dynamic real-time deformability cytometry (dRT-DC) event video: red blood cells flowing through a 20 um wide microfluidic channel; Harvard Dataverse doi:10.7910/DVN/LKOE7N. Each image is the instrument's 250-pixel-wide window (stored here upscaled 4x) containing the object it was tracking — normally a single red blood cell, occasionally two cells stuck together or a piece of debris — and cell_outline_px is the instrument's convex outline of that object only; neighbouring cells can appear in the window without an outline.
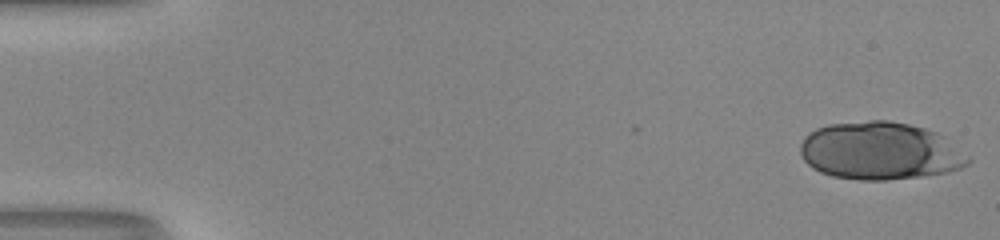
{"species": "human", "species_latin": "Homo sapiens", "temperature_condition": "room temperature", "stored_images_in_passage": 24, "camera_frame_rate_fps": 3000, "um_per_image_px": 0.085, "donor": {"sex": "male"}, "frame": {"image": 1, "passage_image": 1, "time_ms": 0.0, "image_size_px": [1000, 240], "cell_outline_px": [[972, 160], [968, 164], [960, 168], [948, 172], [920, 176], [884, 180], [860, 180], [832, 176], [820, 172], [812, 168], [804, 160], [800, 152], [800, 144], [804, 136], [816, 128], [828, 124], [868, 120], [888, 120], [908, 124], [924, 128], [936, 132], [944, 136], [972, 156]], "centroid_in_image_um": [74.82, 12.82], "position_along_channel_um": 10.2, "area_um2": 56.88}}